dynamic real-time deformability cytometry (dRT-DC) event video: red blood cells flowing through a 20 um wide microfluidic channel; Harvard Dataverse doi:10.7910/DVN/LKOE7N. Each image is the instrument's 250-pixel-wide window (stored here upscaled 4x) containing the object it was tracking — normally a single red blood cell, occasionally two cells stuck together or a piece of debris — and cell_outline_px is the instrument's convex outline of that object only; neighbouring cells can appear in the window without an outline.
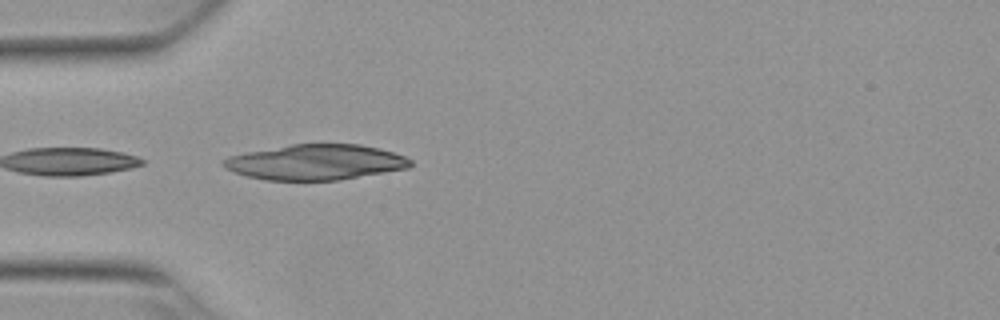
{"species": "Egyptian fruit bat (a non-hibernating species)", "species_latin": "Rousettus aegyptiacus", "temperature_condition": "warm", "stored_images_in_passage": 6, "camera_frame_rate_fps": 3000, "um_per_image_px": 0.085, "animal": {"sex": "female"}, "frame": {"image": 1, "passage_image": 1, "time_ms": 0.0, "image_size_px": [1000, 320], "cell_outline_px": [[412, 164], [408, 168], [340, 180], [268, 180], [248, 176], [224, 168], [220, 164], [228, 156], [248, 152], [292, 144], [360, 144], [392, 152], [404, 156], [412, 160]], "centroid_in_image_um": [26.83, 13.79], "position_along_channel_um": 58.2, "area_um2": 38.26}}